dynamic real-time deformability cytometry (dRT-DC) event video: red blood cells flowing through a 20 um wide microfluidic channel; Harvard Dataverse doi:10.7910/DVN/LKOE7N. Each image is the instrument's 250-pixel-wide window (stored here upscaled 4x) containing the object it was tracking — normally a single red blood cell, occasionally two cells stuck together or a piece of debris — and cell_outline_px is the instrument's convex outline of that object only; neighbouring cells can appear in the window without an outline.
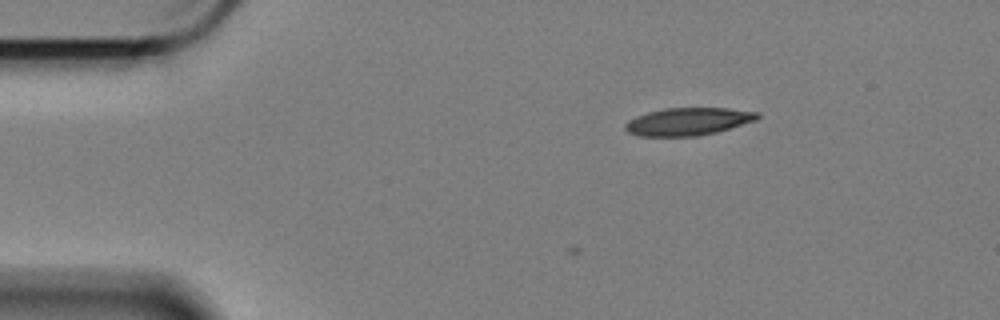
{"species": "Egyptian fruit bat (a non-hibernating species)", "species_latin": "Rousettus aegyptiacus", "temperature_condition": "cold", "stored_images_in_passage": 4, "camera_frame_rate_fps": 3000, "um_per_image_px": 0.085, "animal": {"sex": "female"}, "frame": {"image": 1, "passage_image": 4, "time_ms": 1.0, "image_size_px": [1000, 320], "cell_outline_px": [[760, 116], [756, 120], [716, 132], [696, 136], [640, 136], [628, 132], [624, 128], [624, 124], [628, 120], [636, 116], [648, 112], [664, 108], [728, 108], [760, 112]], "centroid_in_image_um": [58.48, 10.32], "position_along_channel_um": 26.5, "area_um2": 21.27}}